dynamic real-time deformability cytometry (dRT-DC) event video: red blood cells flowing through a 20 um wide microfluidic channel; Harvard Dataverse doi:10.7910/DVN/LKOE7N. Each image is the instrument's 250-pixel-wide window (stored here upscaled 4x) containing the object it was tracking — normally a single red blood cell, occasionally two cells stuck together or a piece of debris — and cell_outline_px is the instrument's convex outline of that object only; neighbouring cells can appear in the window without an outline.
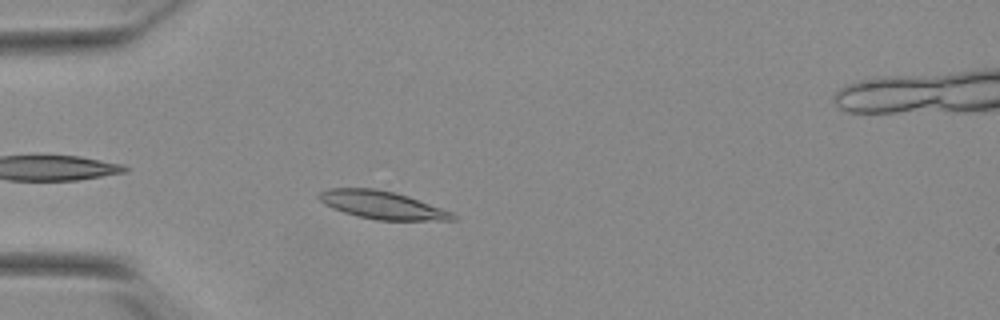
{"species": "Egyptian fruit bat (a non-hibernating species)", "species_latin": "Rousettus aegyptiacus", "temperature_condition": "warm", "stored_images_in_passage": 10, "camera_frame_rate_fps": 3000, "um_per_image_px": 0.085, "animal": {"sex": "female"}, "frame": {"image": 1, "passage_image": 2, "time_ms": 0.333, "image_size_px": [1000, 320], "cell_outline_px": [[456, 220], [376, 220], [356, 216], [332, 208], [324, 204], [316, 196], [320, 192], [328, 188], [376, 188], [396, 192], [408, 196], [452, 212], [456, 216]], "centroid_in_image_um": [32.45, 17.42], "position_along_channel_um": 52.6, "area_um2": 21.79}}
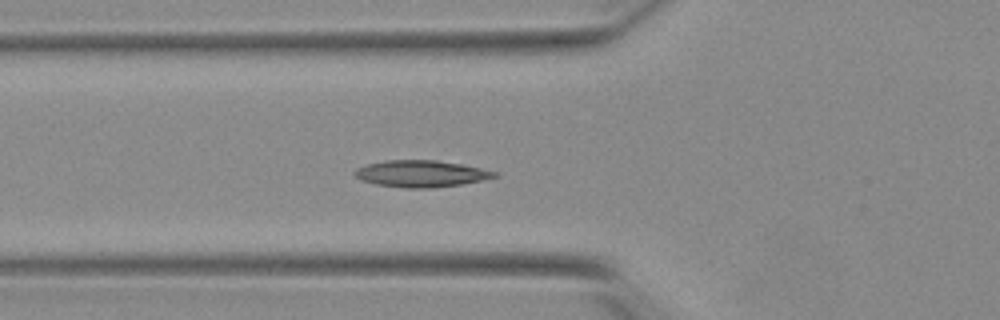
{"frame": {"image": 2, "passage_image": 6, "time_ms": 1.667, "image_size_px": [1000, 320], "cell_outline_px": [[500, 176], [460, 184], [432, 188], [404, 188], [376, 184], [360, 180], [352, 172], [356, 168], [368, 164], [388, 160], [436, 160], [460, 164], [480, 168], [496, 172]], "centroid_in_image_um": [35.75, 14.76], "position_along_channel_um": 90.0, "area_um2": 21.56}}